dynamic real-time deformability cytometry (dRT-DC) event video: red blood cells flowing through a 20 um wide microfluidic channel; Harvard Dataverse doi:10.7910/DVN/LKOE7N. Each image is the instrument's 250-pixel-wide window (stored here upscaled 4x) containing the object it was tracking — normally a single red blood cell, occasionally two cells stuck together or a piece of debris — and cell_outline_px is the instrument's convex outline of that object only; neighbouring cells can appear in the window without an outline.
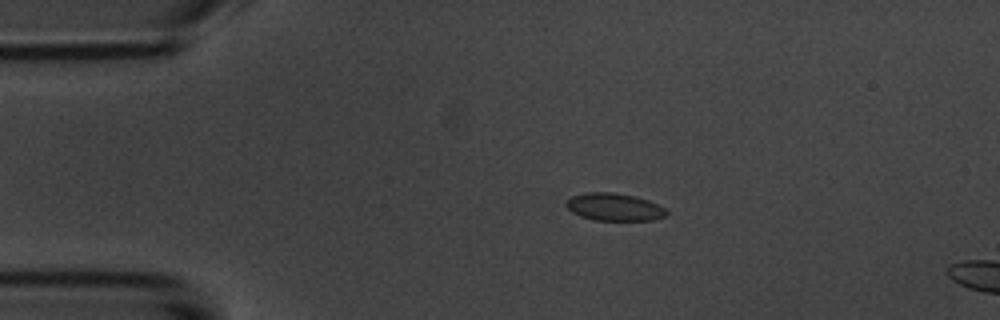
{"species": "common noctule bat (a hibernating species)", "species_latin": "Nyctalus noctula", "temperature_condition": "room temperature", "stored_images_in_passage": 6, "camera_frame_rate_fps": 3000, "um_per_image_px": 0.085, "animal": {"sex": "male", "body_mass_g": 20.1, "forearm_length_mm": 53.5}, "frame": {"image": 1, "passage_image": 4, "time_ms": 3.333, "image_size_px": [1000, 320], "cell_outline_px": [[668, 212], [664, 216], [652, 220], [596, 220], [580, 216], [572, 212], [564, 204], [572, 196], [584, 192], [612, 192], [632, 196], [648, 200], [664, 208]], "centroid_in_image_um": [52.17, 17.59], "position_along_channel_um": 32.8, "area_um2": 15.9}}